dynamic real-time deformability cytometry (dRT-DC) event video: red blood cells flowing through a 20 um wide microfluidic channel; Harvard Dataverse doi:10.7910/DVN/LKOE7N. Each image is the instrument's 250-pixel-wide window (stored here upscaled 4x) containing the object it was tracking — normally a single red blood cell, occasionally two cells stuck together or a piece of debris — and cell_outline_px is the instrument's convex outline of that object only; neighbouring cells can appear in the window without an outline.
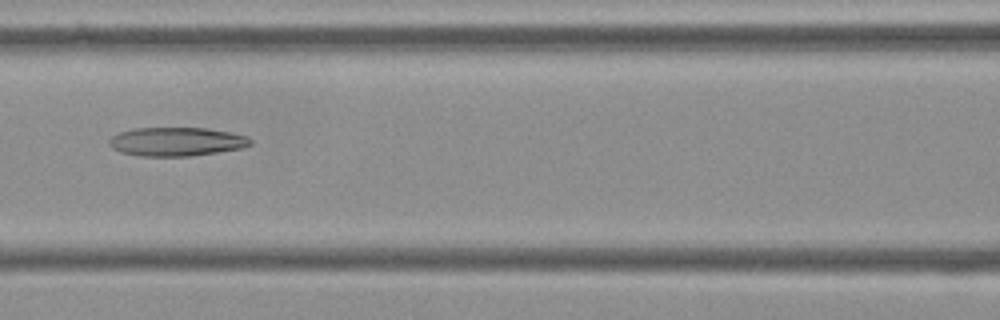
{"species": "Egyptian fruit bat (a non-hibernating species)", "species_latin": "Rousettus aegyptiacus", "temperature_condition": "cold", "stored_images_in_passage": 9, "camera_frame_rate_fps": 3000, "um_per_image_px": 0.085, "frame": {"image": 1, "passage_image": 7, "time_ms": 2.0, "image_size_px": [1000, 320], "cell_outline_px": [[252, 144], [240, 148], [216, 152], [188, 156], [136, 156], [120, 152], [112, 148], [108, 144], [108, 140], [112, 136], [120, 132], [132, 128], [204, 128], [228, 132], [248, 136], [252, 140]], "centroid_in_image_um": [14.95, 12.04], "position_along_channel_um": 151.7, "area_um2": 23.64}}
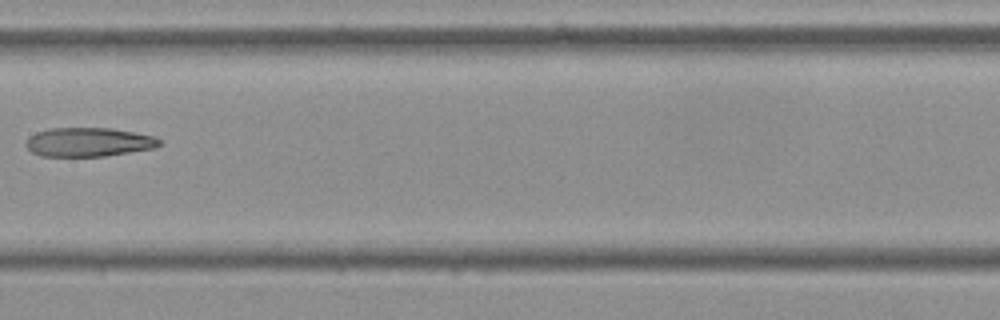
{"frame": {"image": 2, "passage_image": 8, "time_ms": 2.333, "image_size_px": [1000, 320], "cell_outline_px": [[160, 144], [156, 148], [104, 156], [40, 156], [32, 152], [24, 144], [28, 136], [36, 132], [52, 128], [112, 128], [152, 136], [160, 140]], "centroid_in_image_um": [7.49, 12.08], "position_along_channel_um": 199.9, "area_um2": 22.48}}
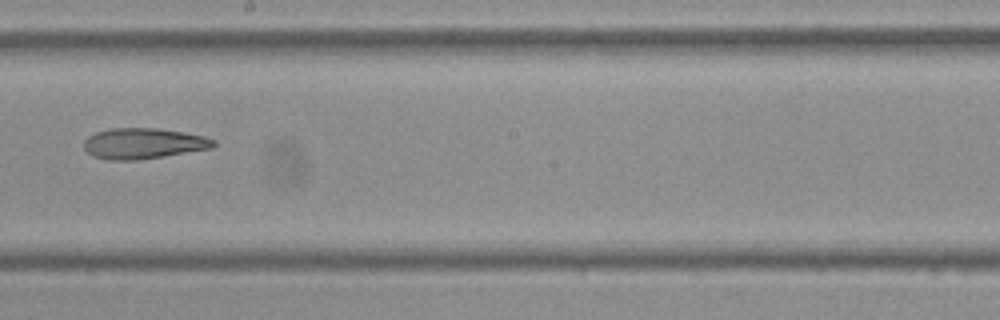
{"frame": {"image": 3, "passage_image": 9, "time_ms": 2.667, "image_size_px": [1000, 320], "cell_outline_px": [[216, 144], [212, 148], [164, 156], [136, 160], [108, 160], [92, 156], [84, 148], [84, 140], [88, 136], [96, 132], [108, 128], [156, 128], [184, 132], [204, 136], [216, 140]], "centroid_in_image_um": [12.18, 12.19], "position_along_channel_um": 236.0, "area_um2": 23.29}}